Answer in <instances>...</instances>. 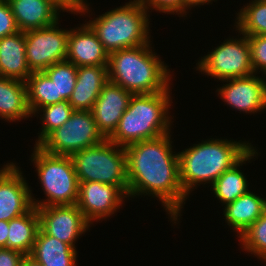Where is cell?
<instances>
[{
	"label": "cell",
	"instance_id": "6da1fadb",
	"mask_svg": "<svg viewBox=\"0 0 266 266\" xmlns=\"http://www.w3.org/2000/svg\"><path fill=\"white\" fill-rule=\"evenodd\" d=\"M170 139L167 133L124 148L128 197L150 194L159 198L176 223L187 195L181 187L178 153L173 154Z\"/></svg>",
	"mask_w": 266,
	"mask_h": 266
},
{
	"label": "cell",
	"instance_id": "7a4b0ae2",
	"mask_svg": "<svg viewBox=\"0 0 266 266\" xmlns=\"http://www.w3.org/2000/svg\"><path fill=\"white\" fill-rule=\"evenodd\" d=\"M150 43L109 53L108 79L133 95L154 94L167 91L170 85V69Z\"/></svg>",
	"mask_w": 266,
	"mask_h": 266
},
{
	"label": "cell",
	"instance_id": "3957f363",
	"mask_svg": "<svg viewBox=\"0 0 266 266\" xmlns=\"http://www.w3.org/2000/svg\"><path fill=\"white\" fill-rule=\"evenodd\" d=\"M246 143L213 138L178 153L184 193L188 196L194 187L204 182L213 184L252 148L251 144Z\"/></svg>",
	"mask_w": 266,
	"mask_h": 266
},
{
	"label": "cell",
	"instance_id": "277c9868",
	"mask_svg": "<svg viewBox=\"0 0 266 266\" xmlns=\"http://www.w3.org/2000/svg\"><path fill=\"white\" fill-rule=\"evenodd\" d=\"M170 88L154 94L133 95L122 115L111 142L126 147L129 144L154 139L170 133L168 116L171 106Z\"/></svg>",
	"mask_w": 266,
	"mask_h": 266
},
{
	"label": "cell",
	"instance_id": "5b68a950",
	"mask_svg": "<svg viewBox=\"0 0 266 266\" xmlns=\"http://www.w3.org/2000/svg\"><path fill=\"white\" fill-rule=\"evenodd\" d=\"M141 0L99 15L87 24L97 34L104 49L111 53L116 50L138 47L150 43L149 14Z\"/></svg>",
	"mask_w": 266,
	"mask_h": 266
},
{
	"label": "cell",
	"instance_id": "8992f818",
	"mask_svg": "<svg viewBox=\"0 0 266 266\" xmlns=\"http://www.w3.org/2000/svg\"><path fill=\"white\" fill-rule=\"evenodd\" d=\"M31 157L47 197L45 201L31 197L33 206L38 208L76 204L79 182L70 156L50 154L35 145Z\"/></svg>",
	"mask_w": 266,
	"mask_h": 266
},
{
	"label": "cell",
	"instance_id": "52a82bcc",
	"mask_svg": "<svg viewBox=\"0 0 266 266\" xmlns=\"http://www.w3.org/2000/svg\"><path fill=\"white\" fill-rule=\"evenodd\" d=\"M116 148V149H115ZM78 182L119 186L128 195L125 148L109 139L70 156Z\"/></svg>",
	"mask_w": 266,
	"mask_h": 266
},
{
	"label": "cell",
	"instance_id": "ba28073f",
	"mask_svg": "<svg viewBox=\"0 0 266 266\" xmlns=\"http://www.w3.org/2000/svg\"><path fill=\"white\" fill-rule=\"evenodd\" d=\"M103 140L105 138L97 129L92 111L74 110L70 118L38 146L50 154L71 156Z\"/></svg>",
	"mask_w": 266,
	"mask_h": 266
},
{
	"label": "cell",
	"instance_id": "9c48e42d",
	"mask_svg": "<svg viewBox=\"0 0 266 266\" xmlns=\"http://www.w3.org/2000/svg\"><path fill=\"white\" fill-rule=\"evenodd\" d=\"M197 70L218 80L254 74L248 37L225 40L198 61Z\"/></svg>",
	"mask_w": 266,
	"mask_h": 266
},
{
	"label": "cell",
	"instance_id": "30bf717a",
	"mask_svg": "<svg viewBox=\"0 0 266 266\" xmlns=\"http://www.w3.org/2000/svg\"><path fill=\"white\" fill-rule=\"evenodd\" d=\"M58 21L48 27L24 31L25 55L31 72H42L66 60L69 30L59 29Z\"/></svg>",
	"mask_w": 266,
	"mask_h": 266
},
{
	"label": "cell",
	"instance_id": "8fae6325",
	"mask_svg": "<svg viewBox=\"0 0 266 266\" xmlns=\"http://www.w3.org/2000/svg\"><path fill=\"white\" fill-rule=\"evenodd\" d=\"M125 197L127 194L119 186L94 181L79 182L76 205L85 219L93 224L95 220L114 214Z\"/></svg>",
	"mask_w": 266,
	"mask_h": 266
},
{
	"label": "cell",
	"instance_id": "7c38bea8",
	"mask_svg": "<svg viewBox=\"0 0 266 266\" xmlns=\"http://www.w3.org/2000/svg\"><path fill=\"white\" fill-rule=\"evenodd\" d=\"M40 228L52 237L75 248V241L91 225L76 204L37 208Z\"/></svg>",
	"mask_w": 266,
	"mask_h": 266
},
{
	"label": "cell",
	"instance_id": "4fadbf2b",
	"mask_svg": "<svg viewBox=\"0 0 266 266\" xmlns=\"http://www.w3.org/2000/svg\"><path fill=\"white\" fill-rule=\"evenodd\" d=\"M31 190L19 167L13 162L0 170V220L10 221L29 212L34 206Z\"/></svg>",
	"mask_w": 266,
	"mask_h": 266
},
{
	"label": "cell",
	"instance_id": "5bb4252c",
	"mask_svg": "<svg viewBox=\"0 0 266 266\" xmlns=\"http://www.w3.org/2000/svg\"><path fill=\"white\" fill-rule=\"evenodd\" d=\"M254 75L222 80L229 82L217 92L235 110L257 113L266 108V81Z\"/></svg>",
	"mask_w": 266,
	"mask_h": 266
},
{
	"label": "cell",
	"instance_id": "9a60e30c",
	"mask_svg": "<svg viewBox=\"0 0 266 266\" xmlns=\"http://www.w3.org/2000/svg\"><path fill=\"white\" fill-rule=\"evenodd\" d=\"M132 96V93L110 81L102 88L91 111L97 129L105 139L116 130Z\"/></svg>",
	"mask_w": 266,
	"mask_h": 266
},
{
	"label": "cell",
	"instance_id": "2e32d148",
	"mask_svg": "<svg viewBox=\"0 0 266 266\" xmlns=\"http://www.w3.org/2000/svg\"><path fill=\"white\" fill-rule=\"evenodd\" d=\"M109 53L88 24L69 30L66 60L80 66L108 65Z\"/></svg>",
	"mask_w": 266,
	"mask_h": 266
},
{
	"label": "cell",
	"instance_id": "e0dca14e",
	"mask_svg": "<svg viewBox=\"0 0 266 266\" xmlns=\"http://www.w3.org/2000/svg\"><path fill=\"white\" fill-rule=\"evenodd\" d=\"M107 66L77 67L76 85L68 100L73 110H92L102 88L109 81Z\"/></svg>",
	"mask_w": 266,
	"mask_h": 266
},
{
	"label": "cell",
	"instance_id": "ac0fdd59",
	"mask_svg": "<svg viewBox=\"0 0 266 266\" xmlns=\"http://www.w3.org/2000/svg\"><path fill=\"white\" fill-rule=\"evenodd\" d=\"M19 31L45 28L59 21L60 10L48 0H7Z\"/></svg>",
	"mask_w": 266,
	"mask_h": 266
},
{
	"label": "cell",
	"instance_id": "d6986e66",
	"mask_svg": "<svg viewBox=\"0 0 266 266\" xmlns=\"http://www.w3.org/2000/svg\"><path fill=\"white\" fill-rule=\"evenodd\" d=\"M23 31L0 39V76L26 82L32 74L25 55Z\"/></svg>",
	"mask_w": 266,
	"mask_h": 266
},
{
	"label": "cell",
	"instance_id": "ffe728a7",
	"mask_svg": "<svg viewBox=\"0 0 266 266\" xmlns=\"http://www.w3.org/2000/svg\"><path fill=\"white\" fill-rule=\"evenodd\" d=\"M227 225L236 230L240 236L264 213L266 199L257 196L250 190L234 202L224 206Z\"/></svg>",
	"mask_w": 266,
	"mask_h": 266
},
{
	"label": "cell",
	"instance_id": "44dd1931",
	"mask_svg": "<svg viewBox=\"0 0 266 266\" xmlns=\"http://www.w3.org/2000/svg\"><path fill=\"white\" fill-rule=\"evenodd\" d=\"M76 248L39 229L30 256L43 266H76Z\"/></svg>",
	"mask_w": 266,
	"mask_h": 266
},
{
	"label": "cell",
	"instance_id": "7402d4cb",
	"mask_svg": "<svg viewBox=\"0 0 266 266\" xmlns=\"http://www.w3.org/2000/svg\"><path fill=\"white\" fill-rule=\"evenodd\" d=\"M29 116L26 83L0 76V117L15 122Z\"/></svg>",
	"mask_w": 266,
	"mask_h": 266
},
{
	"label": "cell",
	"instance_id": "603a6c76",
	"mask_svg": "<svg viewBox=\"0 0 266 266\" xmlns=\"http://www.w3.org/2000/svg\"><path fill=\"white\" fill-rule=\"evenodd\" d=\"M257 150L252 147L235 165L226 170L219 178L212 184L213 192L225 206L234 202L238 197L247 193L248 181L244 174L239 170L240 165L245 164L246 161L253 159ZM256 152V153H255Z\"/></svg>",
	"mask_w": 266,
	"mask_h": 266
},
{
	"label": "cell",
	"instance_id": "cb8c5ba5",
	"mask_svg": "<svg viewBox=\"0 0 266 266\" xmlns=\"http://www.w3.org/2000/svg\"><path fill=\"white\" fill-rule=\"evenodd\" d=\"M39 229L40 219L36 207L20 217L11 219L9 221L7 249H14L25 255H30Z\"/></svg>",
	"mask_w": 266,
	"mask_h": 266
},
{
	"label": "cell",
	"instance_id": "d4e9b609",
	"mask_svg": "<svg viewBox=\"0 0 266 266\" xmlns=\"http://www.w3.org/2000/svg\"><path fill=\"white\" fill-rule=\"evenodd\" d=\"M27 103L31 115L38 113V109L63 101L56 98V89L53 81L42 71L32 72L26 80Z\"/></svg>",
	"mask_w": 266,
	"mask_h": 266
},
{
	"label": "cell",
	"instance_id": "484cf974",
	"mask_svg": "<svg viewBox=\"0 0 266 266\" xmlns=\"http://www.w3.org/2000/svg\"><path fill=\"white\" fill-rule=\"evenodd\" d=\"M236 28L245 36L266 35V0H254L237 14Z\"/></svg>",
	"mask_w": 266,
	"mask_h": 266
},
{
	"label": "cell",
	"instance_id": "4316f807",
	"mask_svg": "<svg viewBox=\"0 0 266 266\" xmlns=\"http://www.w3.org/2000/svg\"><path fill=\"white\" fill-rule=\"evenodd\" d=\"M53 81L56 98L69 100L77 80V67L65 60L54 63L43 71Z\"/></svg>",
	"mask_w": 266,
	"mask_h": 266
},
{
	"label": "cell",
	"instance_id": "83f0119b",
	"mask_svg": "<svg viewBox=\"0 0 266 266\" xmlns=\"http://www.w3.org/2000/svg\"><path fill=\"white\" fill-rule=\"evenodd\" d=\"M41 110V111H39ZM43 112L42 116V131L38 136L35 145H39L52 131L62 126L71 116L74 111L67 100L48 105L38 109Z\"/></svg>",
	"mask_w": 266,
	"mask_h": 266
},
{
	"label": "cell",
	"instance_id": "f1b7e54d",
	"mask_svg": "<svg viewBox=\"0 0 266 266\" xmlns=\"http://www.w3.org/2000/svg\"><path fill=\"white\" fill-rule=\"evenodd\" d=\"M240 242L245 251L259 257L266 258V210L240 236Z\"/></svg>",
	"mask_w": 266,
	"mask_h": 266
},
{
	"label": "cell",
	"instance_id": "f546056e",
	"mask_svg": "<svg viewBox=\"0 0 266 266\" xmlns=\"http://www.w3.org/2000/svg\"><path fill=\"white\" fill-rule=\"evenodd\" d=\"M251 50V61L254 73L258 69L266 75V35L247 36Z\"/></svg>",
	"mask_w": 266,
	"mask_h": 266
},
{
	"label": "cell",
	"instance_id": "4dcf8cb0",
	"mask_svg": "<svg viewBox=\"0 0 266 266\" xmlns=\"http://www.w3.org/2000/svg\"><path fill=\"white\" fill-rule=\"evenodd\" d=\"M16 25L12 10L7 0H0V39L17 33Z\"/></svg>",
	"mask_w": 266,
	"mask_h": 266
},
{
	"label": "cell",
	"instance_id": "1f68e13d",
	"mask_svg": "<svg viewBox=\"0 0 266 266\" xmlns=\"http://www.w3.org/2000/svg\"><path fill=\"white\" fill-rule=\"evenodd\" d=\"M143 5L148 11L149 9H155L159 12L167 14H180L183 17V0H141ZM149 6V7H148Z\"/></svg>",
	"mask_w": 266,
	"mask_h": 266
},
{
	"label": "cell",
	"instance_id": "d6a6232c",
	"mask_svg": "<svg viewBox=\"0 0 266 266\" xmlns=\"http://www.w3.org/2000/svg\"><path fill=\"white\" fill-rule=\"evenodd\" d=\"M55 5L59 10H65L72 13H88L89 5L85 4L84 0H48ZM87 10V11H86Z\"/></svg>",
	"mask_w": 266,
	"mask_h": 266
},
{
	"label": "cell",
	"instance_id": "836d02e7",
	"mask_svg": "<svg viewBox=\"0 0 266 266\" xmlns=\"http://www.w3.org/2000/svg\"><path fill=\"white\" fill-rule=\"evenodd\" d=\"M24 257L20 251L0 248V266H22Z\"/></svg>",
	"mask_w": 266,
	"mask_h": 266
},
{
	"label": "cell",
	"instance_id": "e575fe53",
	"mask_svg": "<svg viewBox=\"0 0 266 266\" xmlns=\"http://www.w3.org/2000/svg\"><path fill=\"white\" fill-rule=\"evenodd\" d=\"M9 222L0 220V248H7Z\"/></svg>",
	"mask_w": 266,
	"mask_h": 266
},
{
	"label": "cell",
	"instance_id": "d590c367",
	"mask_svg": "<svg viewBox=\"0 0 266 266\" xmlns=\"http://www.w3.org/2000/svg\"><path fill=\"white\" fill-rule=\"evenodd\" d=\"M214 0H183V14L187 15V11L188 9H190V7L192 8L193 6H198V5H204V4H208L211 3ZM188 8V9H187Z\"/></svg>",
	"mask_w": 266,
	"mask_h": 266
},
{
	"label": "cell",
	"instance_id": "8d00e7d4",
	"mask_svg": "<svg viewBox=\"0 0 266 266\" xmlns=\"http://www.w3.org/2000/svg\"><path fill=\"white\" fill-rule=\"evenodd\" d=\"M22 266H43L41 263L37 262L30 255H25Z\"/></svg>",
	"mask_w": 266,
	"mask_h": 266
}]
</instances>
